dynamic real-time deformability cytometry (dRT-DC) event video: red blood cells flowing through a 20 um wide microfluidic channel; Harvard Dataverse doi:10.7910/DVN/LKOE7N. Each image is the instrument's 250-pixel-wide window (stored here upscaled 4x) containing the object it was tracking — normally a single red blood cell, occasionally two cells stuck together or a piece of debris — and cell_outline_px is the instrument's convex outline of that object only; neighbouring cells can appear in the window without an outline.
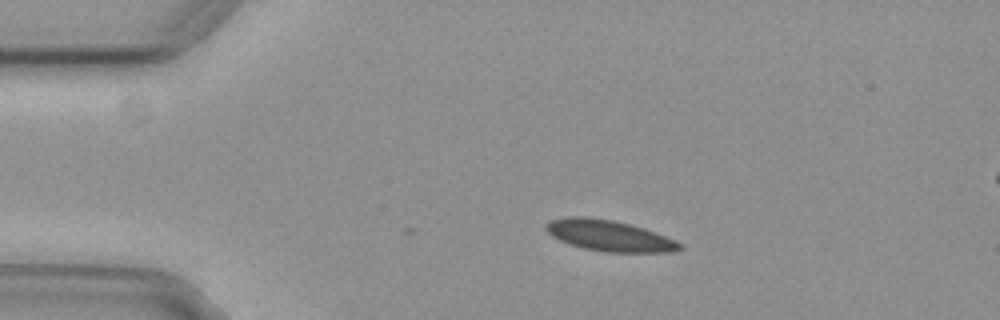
{"species": "common noctule bat (a hibernating species)", "species_latin": "Nyctalus noctula", "temperature_condition": "cold", "stored_images_in_passage": 16, "camera_frame_rate_fps": 3000, "um_per_image_px": 0.085, "animal": {"sex": "female", "body_mass_g": 29.2, "forearm_length_mm": 56.3}, "frame": {"image": 1, "passage_image": 1, "time_ms": 0.0, "image_size_px": [1000, 320], "cell_outline_px": [[684, 248], [672, 252], [604, 252], [584, 248], [560, 240], [552, 236], [544, 228], [548, 220], [568, 216], [584, 216], [612, 220], [644, 228], [656, 232], [676, 240], [684, 244]], "centroid_in_image_um": [51.81, 20.03], "position_along_channel_um": 33.2, "area_um2": 24.22}}
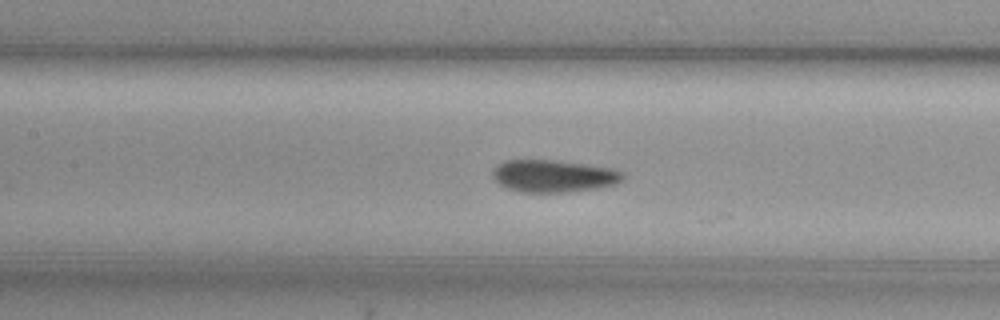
{"frame": {"image": 2, "passage_image": 15, "time_ms": 4.667, "image_size_px": [1000, 320], "cell_outline_px": [[624, 180], [616, 184], [600, 188], [564, 192], [520, 192], [508, 188], [500, 184], [492, 176], [492, 168], [504, 160], [552, 160], [616, 168], [624, 172]], "centroid_in_image_um": [47.09, 14.96], "position_along_channel_um": 160.3, "area_um2": 24.74}}